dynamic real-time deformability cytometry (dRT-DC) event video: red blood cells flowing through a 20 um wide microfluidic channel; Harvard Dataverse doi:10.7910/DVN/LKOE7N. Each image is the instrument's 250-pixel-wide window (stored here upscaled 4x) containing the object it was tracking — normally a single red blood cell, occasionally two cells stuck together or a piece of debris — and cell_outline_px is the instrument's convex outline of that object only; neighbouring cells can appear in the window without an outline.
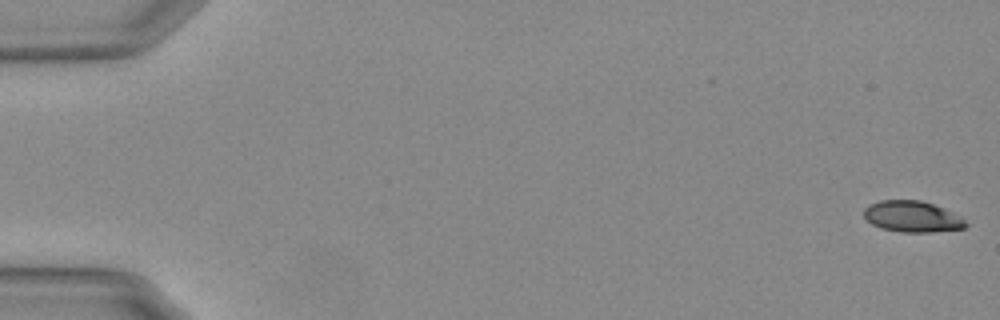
{"species": "Egyptian fruit bat (a non-hibernating species)", "species_latin": "Rousettus aegyptiacus", "temperature_condition": "warm", "stored_images_in_passage": 29, "camera_frame_rate_fps": 3000, "um_per_image_px": 0.085, "animal": {"sex": "female"}, "frame": {"image": 1, "passage_image": 1, "time_ms": 0.0, "image_size_px": [1000, 320], "cell_outline_px": [[968, 224], [964, 228], [932, 232], [900, 232], [880, 228], [872, 224], [864, 216], [864, 208], [868, 204], [880, 200], [920, 200], [944, 208], [960, 216]], "centroid_in_image_um": [77.52, 18.41], "position_along_channel_um": 7.5, "area_um2": 18.5}}
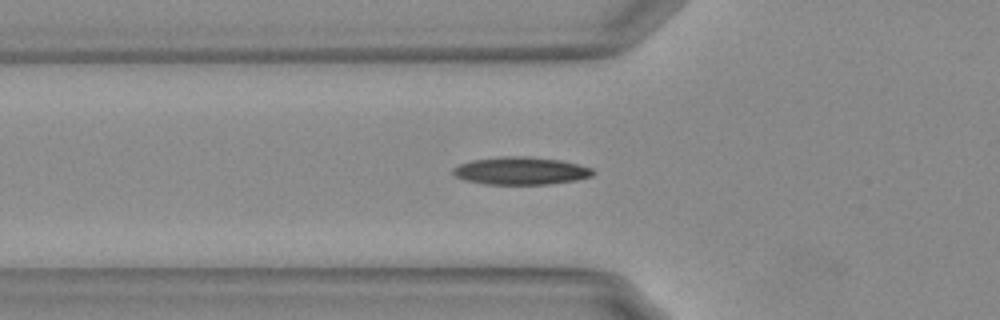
{"frame": {"image": 2, "passage_image": 20, "time_ms": 6.333, "image_size_px": [1000, 320], "cell_outline_px": [[596, 172], [592, 176], [576, 180], [548, 184], [484, 184], [464, 180], [456, 176], [452, 172], [452, 168], [460, 164], [472, 160], [504, 156], [528, 156], [560, 160], [592, 168]], "centroid_in_image_um": [44.26, 14.52], "position_along_channel_um": 81.5, "area_um2": 22.54}}
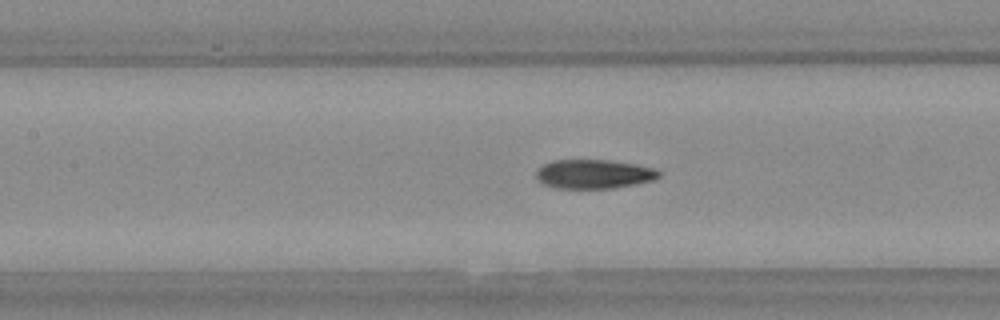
{"frame": {"image": 3, "passage_image": 26, "time_ms": 8.333, "image_size_px": [1000, 320], "cell_outline_px": [[660, 176], [652, 180], [612, 188], [556, 188], [540, 184], [536, 176], [536, 172], [544, 164], [552, 160], [608, 160], [636, 164], [656, 168], [660, 172]], "centroid_in_image_um": [50.45, 14.79], "position_along_channel_um": 157.0, "area_um2": 20.75}}